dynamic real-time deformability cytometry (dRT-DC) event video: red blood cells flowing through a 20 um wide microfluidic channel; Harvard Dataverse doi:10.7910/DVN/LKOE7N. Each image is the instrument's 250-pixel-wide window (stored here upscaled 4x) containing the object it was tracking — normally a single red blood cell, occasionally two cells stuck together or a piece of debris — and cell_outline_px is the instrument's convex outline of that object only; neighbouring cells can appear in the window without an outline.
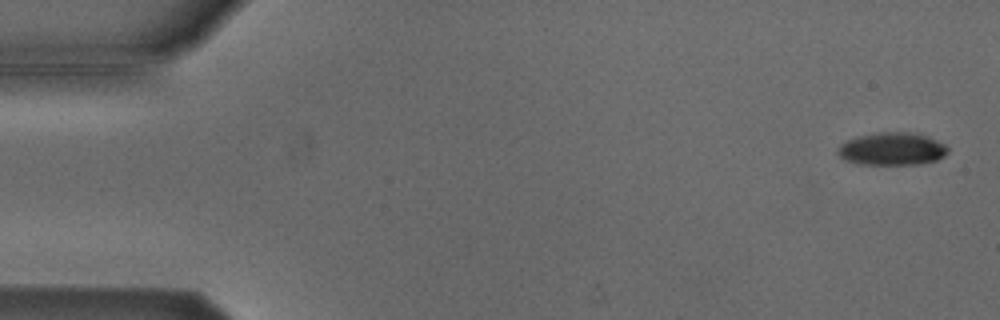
{"species": "Egyptian fruit bat (a non-hibernating species)", "species_latin": "Rousettus aegyptiacus", "temperature_condition": "cold", "stored_images_in_passage": 54, "camera_frame_rate_fps": 3000, "um_per_image_px": 0.085, "animal": {"sex": "male"}, "frame": {"image": 1, "passage_image": 2, "time_ms": 0.333, "image_size_px": [1000, 320], "cell_outline_px": [[948, 152], [944, 156], [936, 160], [920, 164], [856, 164], [844, 160], [836, 152], [840, 144], [848, 140], [860, 136], [880, 132], [908, 132], [928, 136], [944, 144], [948, 148]], "centroid_in_image_um": [75.81, 12.66], "position_along_channel_um": 9.2, "area_um2": 20.92}}
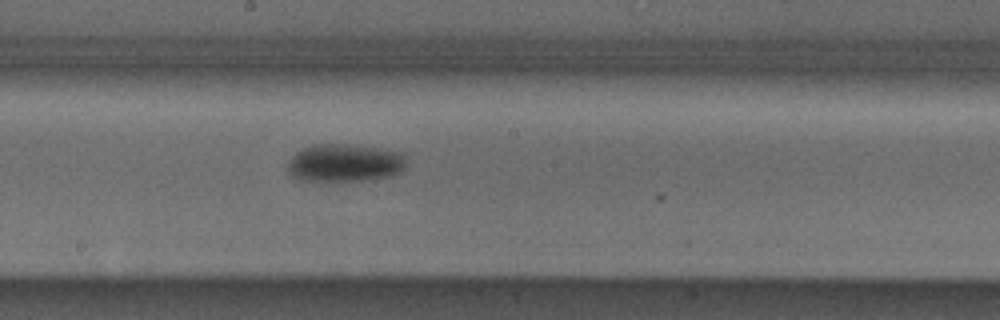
{"frame": {"image": 2, "passage_image": 29, "time_ms": 9.333, "image_size_px": [1000, 320], "cell_outline_px": [[404, 168], [400, 172], [392, 176], [360, 180], [300, 180], [292, 176], [288, 172], [288, 160], [296, 152], [304, 148], [316, 144], [348, 144], [404, 152]], "centroid_in_image_um": [29.29, 13.84], "position_along_channel_um": 218.9, "area_um2": 25.95}}
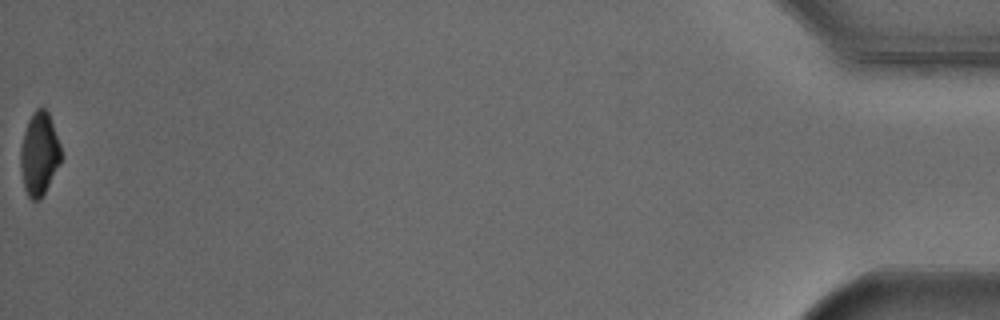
{"frame": {"image": 3, "passage_image": 54, "time_ms": 17.667, "image_size_px": [1000, 320], "cell_outline_px": [[60, 164], [40, 200], [32, 200], [28, 196], [24, 188], [20, 168], [20, 148], [24, 132], [28, 120], [32, 112], [36, 108], [44, 108], [48, 112], [60, 144]], "centroid_in_image_um": [3.31, 13.08], "position_along_channel_um": 431.9, "area_um2": 19.54}, "authors_computed_cell_mechanics": {"area_um2": 22.8599, "velocity_mm_per_s": 3.8248, "shape_relaxation_time_tau1_ms": 3.7544, "shape_relaxation_time_tau2_ms": null, "deformation_change_tau1": 0.1054, "deformation_change_tau2": null}}